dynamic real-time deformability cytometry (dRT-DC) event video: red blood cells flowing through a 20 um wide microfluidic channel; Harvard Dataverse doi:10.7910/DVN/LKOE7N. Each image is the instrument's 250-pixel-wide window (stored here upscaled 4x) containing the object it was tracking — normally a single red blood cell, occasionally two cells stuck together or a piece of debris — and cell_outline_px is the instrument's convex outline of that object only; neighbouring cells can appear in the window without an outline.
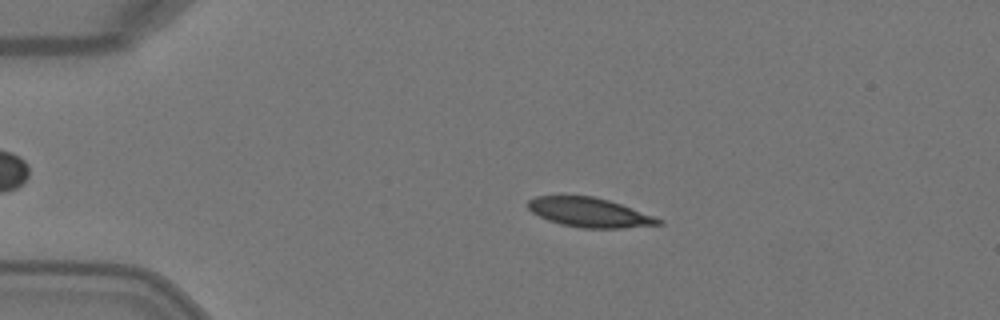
{"species": "Egyptian fruit bat (a non-hibernating species)", "species_latin": "Rousettus aegyptiacus", "temperature_condition": "warm", "stored_images_in_passage": 4, "camera_frame_rate_fps": 3000, "um_per_image_px": 0.085, "animal": {"sex": "female"}, "frame": {"image": 1, "passage_image": 3, "time_ms": 0.667, "image_size_px": [1000, 320], "cell_outline_px": [[664, 224], [624, 228], [580, 228], [560, 224], [548, 220], [532, 212], [528, 208], [528, 200], [536, 196], [592, 196], [608, 200], [620, 204], [664, 220]], "centroid_in_image_um": [50.11, 18.07], "position_along_channel_um": 34.9, "area_um2": 22.2}}